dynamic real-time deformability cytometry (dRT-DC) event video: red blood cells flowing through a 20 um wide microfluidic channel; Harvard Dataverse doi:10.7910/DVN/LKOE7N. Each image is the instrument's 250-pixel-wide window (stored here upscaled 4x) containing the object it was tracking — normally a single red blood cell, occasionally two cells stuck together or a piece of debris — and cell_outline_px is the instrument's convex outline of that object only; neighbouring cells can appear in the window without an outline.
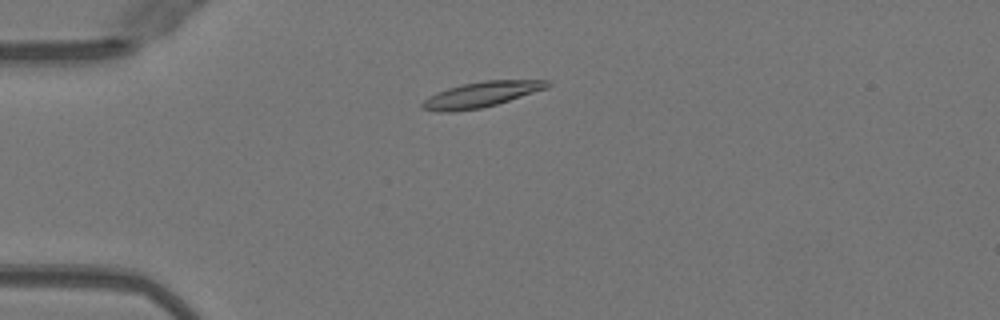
{"species": "Egyptian fruit bat (a non-hibernating species)", "species_latin": "Rousettus aegyptiacus", "temperature_condition": "warm", "stored_images_in_passage": 41, "camera_frame_rate_fps": 3000, "um_per_image_px": 0.085, "animal": {"sex": "female"}, "frame": {"image": 1, "passage_image": 3, "time_ms": 0.667, "image_size_px": [1000, 320], "cell_outline_px": [[552, 84], [548, 88], [496, 104], [480, 108], [452, 112], [440, 112], [420, 108], [420, 104], [428, 96], [448, 88], [464, 84], [484, 80], [552, 80]], "centroid_in_image_um": [40.91, 8.03], "position_along_channel_um": 44.1, "area_um2": 18.5}}
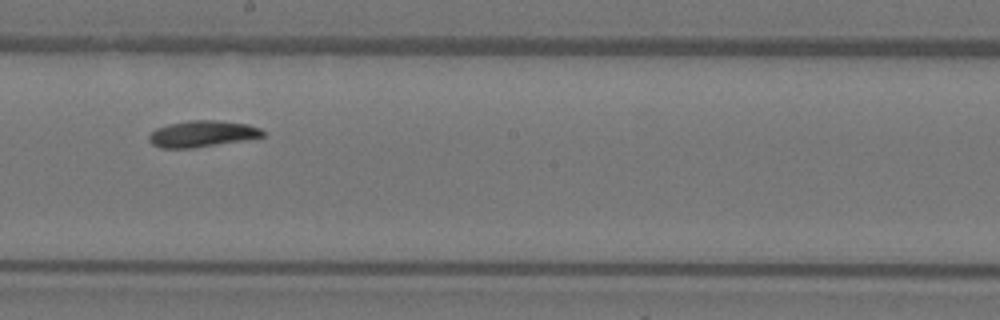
{"frame": {"image": 2, "passage_image": 19, "time_ms": 6.0, "image_size_px": [1000, 320], "cell_outline_px": [[264, 136], [248, 140], [192, 148], [160, 148], [152, 144], [148, 140], [148, 136], [156, 128], [168, 124], [188, 120], [220, 120], [248, 124], [260, 128], [264, 132]], "centroid_in_image_um": [17.2, 11.37], "position_along_channel_um": 231.0, "area_um2": 17.69}}
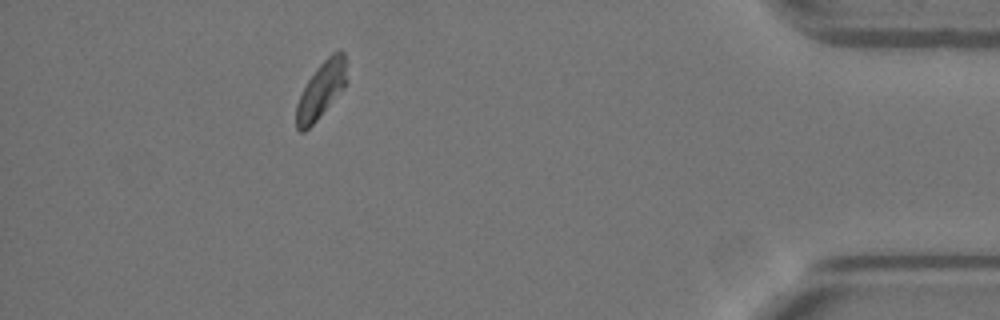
{"frame": {"image": 3, "passage_image": 36, "time_ms": 11.667, "image_size_px": [1000, 320], "cell_outline_px": [[348, 80], [344, 88], [316, 120], [304, 132], [300, 132], [296, 128], [296, 104], [308, 80], [316, 68], [332, 52], [340, 48], [344, 52]], "centroid_in_image_um": [27.32, 7.61], "position_along_channel_um": 407.9, "area_um2": 16.53}, "authors_computed_cell_mechanics": {"area_um2": 17.2244, "velocity_mm_per_s": 3.9861, "shape_relaxation_time_tau1_ms": 3.3534, "shape_relaxation_time_tau2_ms": 3.1707, "deformation_change_tau1": 0.1415, "deformation_change_tau2": 0.0803}}